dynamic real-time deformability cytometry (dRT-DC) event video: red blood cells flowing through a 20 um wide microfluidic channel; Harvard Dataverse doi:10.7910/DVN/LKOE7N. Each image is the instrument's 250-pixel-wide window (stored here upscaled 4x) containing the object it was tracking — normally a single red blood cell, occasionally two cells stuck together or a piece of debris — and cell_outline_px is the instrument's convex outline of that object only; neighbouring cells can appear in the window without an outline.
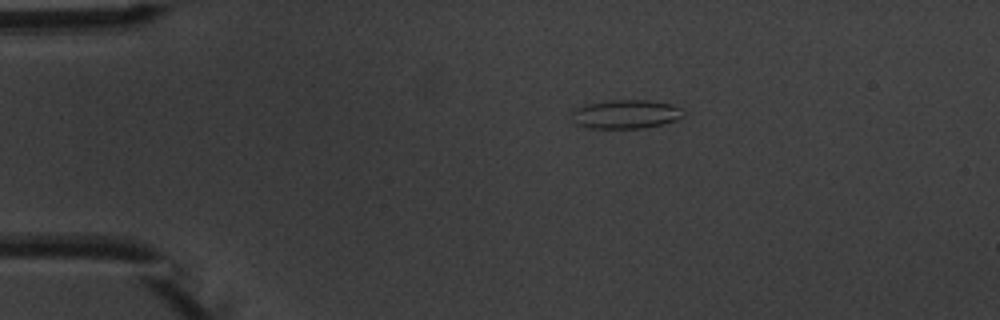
{"species": "common noctule bat (a hibernating species)", "species_latin": "Nyctalus noctula", "temperature_condition": "warm", "stored_images_in_passage": 3, "camera_frame_rate_fps": 3000, "um_per_image_px": 0.085, "animal": {"sex": "male", "body_mass_g": 20.1, "forearm_length_mm": 53.5}, "frame": {"image": 1, "passage_image": 1, "time_ms": 0.0, "image_size_px": [1000, 320], "cell_outline_px": [[684, 116], [676, 120], [660, 124], [640, 128], [588, 128], [572, 124], [572, 112], [576, 108], [588, 104], [612, 100], [648, 100], [672, 104], [684, 108]], "centroid_in_image_um": [53.19, 9.71], "position_along_channel_um": 31.8, "area_um2": 18.84}}
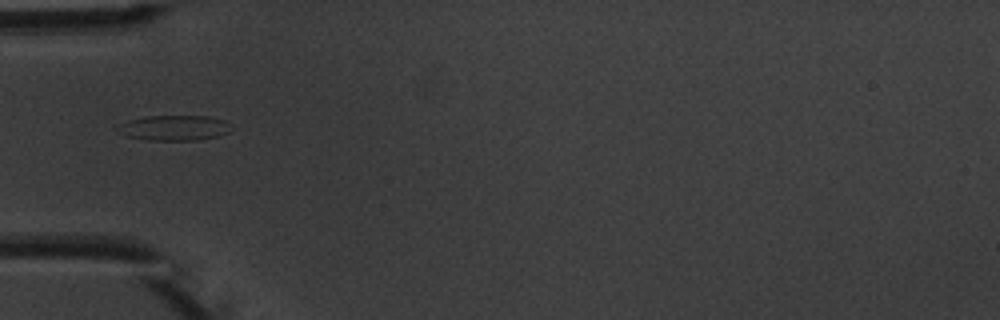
{"frame": {"image": 2, "passage_image": 3, "time_ms": 2.333, "image_size_px": [1000, 320], "cell_outline_px": [[232, 128], [228, 132], [216, 136], [196, 140], [148, 140], [128, 136], [112, 128], [128, 120], [144, 116], [208, 116], [224, 120], [232, 124]], "centroid_in_image_um": [14.79, 10.86], "position_along_channel_um": 70.2, "area_um2": 16.76}}